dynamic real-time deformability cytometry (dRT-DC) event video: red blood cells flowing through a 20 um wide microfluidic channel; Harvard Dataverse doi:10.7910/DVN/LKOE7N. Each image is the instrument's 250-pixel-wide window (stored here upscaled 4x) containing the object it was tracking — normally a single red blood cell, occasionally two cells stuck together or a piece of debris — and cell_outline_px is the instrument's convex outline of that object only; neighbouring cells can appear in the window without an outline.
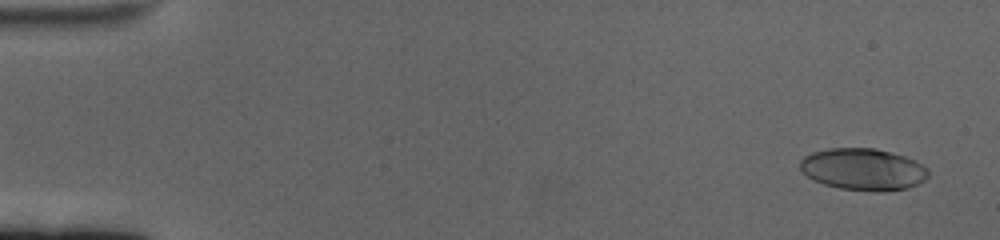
{"species": "human", "species_latin": "Homo sapiens", "temperature_condition": "cold", "stored_images_in_passage": 60, "camera_frame_rate_fps": 3000, "um_per_image_px": 0.085, "donor": {"sex": "female"}, "frame": {"image": 1, "passage_image": 3, "time_ms": 0.667, "image_size_px": [1000, 240], "cell_outline_px": [[928, 176], [924, 180], [908, 188], [876, 192], [840, 188], [824, 184], [808, 176], [800, 168], [800, 160], [804, 156], [812, 152], [828, 148], [876, 148], [904, 156], [916, 160], [928, 168]], "centroid_in_image_um": [73.38, 14.38], "position_along_channel_um": 11.6, "area_um2": 31.21}}
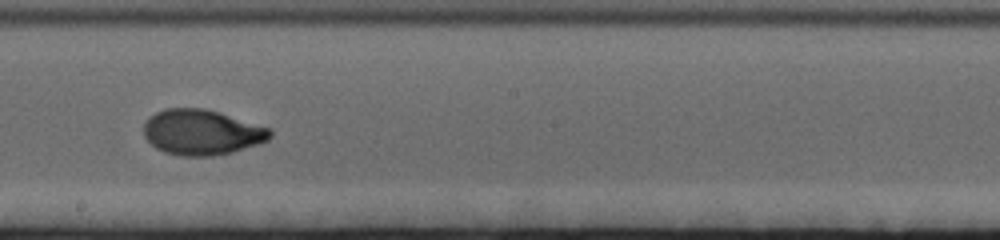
{"frame": {"image": 2, "passage_image": 35, "time_ms": 11.333, "image_size_px": [1000, 240], "cell_outline_px": [[272, 136], [268, 140], [260, 144], [232, 152], [212, 156], [180, 156], [164, 152], [156, 148], [144, 136], [144, 124], [148, 116], [164, 108], [204, 108], [220, 112], [272, 128]], "centroid_in_image_um": [17.17, 11.23], "position_along_channel_um": 231.0, "area_um2": 33.81}}
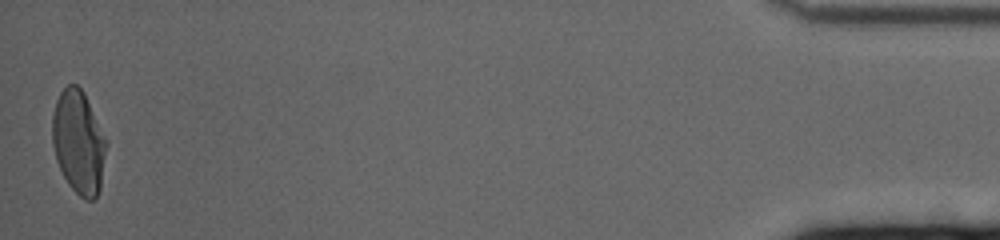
{"frame": {"image": 3, "passage_image": 60, "time_ms": 19.667, "image_size_px": [1000, 240], "cell_outline_px": [[108, 144], [100, 188], [96, 196], [92, 200], [84, 200], [68, 184], [56, 160], [52, 144], [52, 116], [56, 100], [60, 92], [68, 84], [76, 84], [84, 92], [108, 140]], "centroid_in_image_um": [6.69, 12.07], "position_along_channel_um": 428.5, "area_um2": 32.89}, "authors_computed_cell_mechanics": {"area_um2": 32.1657, "velocity_mm_per_s": 3.3944, "shape_relaxation_time_tau1_ms": 5.1731, "shape_relaxation_time_tau2_ms": null, "deformation_change_tau1": 0.2084, "deformation_change_tau2": null}}